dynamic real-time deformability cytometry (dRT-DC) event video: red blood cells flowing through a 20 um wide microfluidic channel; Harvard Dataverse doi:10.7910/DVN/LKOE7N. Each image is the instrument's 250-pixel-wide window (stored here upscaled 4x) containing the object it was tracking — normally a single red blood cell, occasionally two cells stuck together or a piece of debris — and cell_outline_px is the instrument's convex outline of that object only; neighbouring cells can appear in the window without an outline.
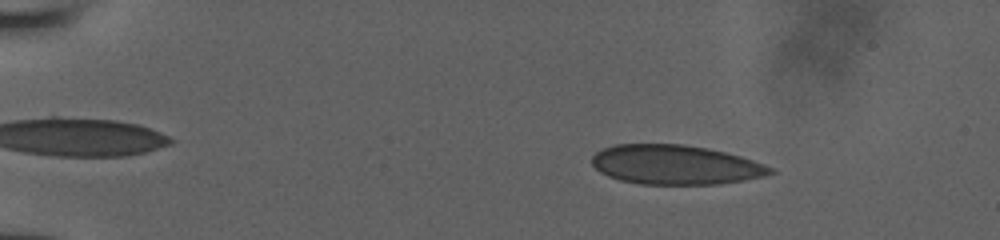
{"species": "human", "species_latin": "Homo sapiens", "temperature_condition": "room temperature", "stored_images_in_passage": 50, "camera_frame_rate_fps": 3000, "um_per_image_px": 0.085, "donor": {"sex": "male"}, "frame": {"image": 1, "passage_image": 8, "time_ms": 2.333, "image_size_px": [1000, 240], "cell_outline_px": [[776, 172], [764, 176], [744, 180], [720, 184], [640, 184], [620, 180], [608, 176], [600, 172], [592, 164], [592, 156], [596, 152], [604, 148], [616, 144], [684, 144], [708, 148], [740, 156], [776, 168]], "centroid_in_image_um": [57.43, 14.0], "position_along_channel_um": 27.6, "area_um2": 41.1}}
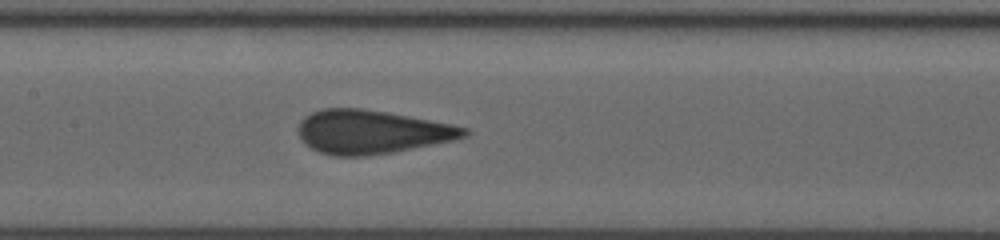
{"frame": {"image": 2, "passage_image": 26, "time_ms": 8.333, "image_size_px": [1000, 240], "cell_outline_px": [[472, 132], [468, 136], [452, 140], [392, 152], [368, 156], [332, 156], [320, 152], [304, 144], [300, 136], [300, 120], [304, 116], [312, 112], [324, 108], [360, 108], [384, 112], [452, 124], [468, 128]], "centroid_in_image_um": [31.59, 11.22], "position_along_channel_um": 175.8, "area_um2": 41.91}}
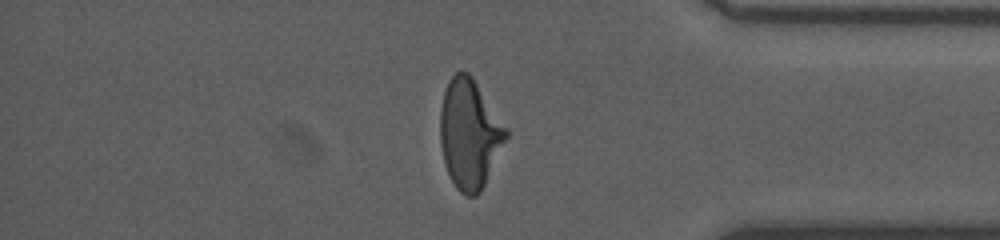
{"frame": {"image": 3, "passage_image": 43, "time_ms": 14.0, "image_size_px": [1000, 240], "cell_outline_px": [[508, 136], [480, 192], [476, 196], [464, 196], [456, 188], [444, 164], [440, 144], [440, 108], [444, 92], [448, 80], [456, 72], [468, 72], [472, 76], [508, 128]], "centroid_in_image_um": [39.9, 11.37], "position_along_channel_um": 395.3, "area_um2": 41.91}}